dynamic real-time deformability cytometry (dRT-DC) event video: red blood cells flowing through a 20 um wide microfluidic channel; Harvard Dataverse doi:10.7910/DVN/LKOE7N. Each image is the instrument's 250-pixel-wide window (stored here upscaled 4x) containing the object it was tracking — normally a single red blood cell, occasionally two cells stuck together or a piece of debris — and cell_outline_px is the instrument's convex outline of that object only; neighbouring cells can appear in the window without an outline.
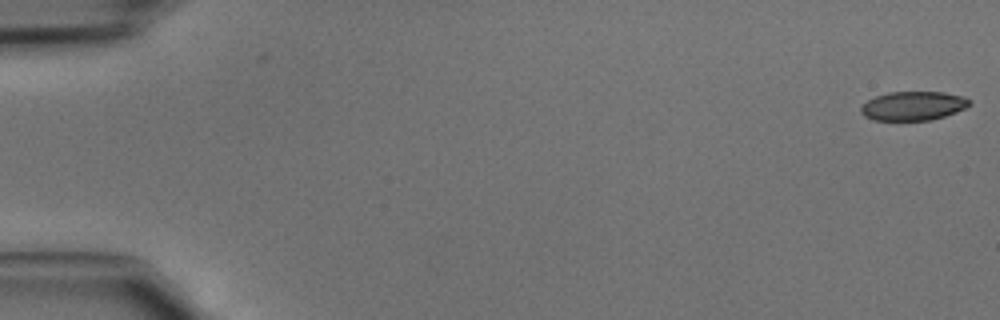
{"species": "common noctule bat (a hibernating species)", "species_latin": "Nyctalus noctula", "temperature_condition": "cold", "stored_images_in_passage": 2, "camera_frame_rate_fps": 3000, "um_per_image_px": 0.085, "animal": {"sex": "male", "body_mass_g": 15.6}, "frame": {"image": 1, "passage_image": 2, "time_ms": 0.333, "image_size_px": [1000, 320], "cell_outline_px": [[972, 104], [956, 112], [944, 116], [928, 120], [872, 120], [864, 116], [860, 112], [860, 108], [868, 100], [876, 96], [888, 92], [944, 92], [964, 96], [972, 100]], "centroid_in_image_um": [77.64, 8.99], "position_along_channel_um": 7.4, "area_um2": 18.38}}